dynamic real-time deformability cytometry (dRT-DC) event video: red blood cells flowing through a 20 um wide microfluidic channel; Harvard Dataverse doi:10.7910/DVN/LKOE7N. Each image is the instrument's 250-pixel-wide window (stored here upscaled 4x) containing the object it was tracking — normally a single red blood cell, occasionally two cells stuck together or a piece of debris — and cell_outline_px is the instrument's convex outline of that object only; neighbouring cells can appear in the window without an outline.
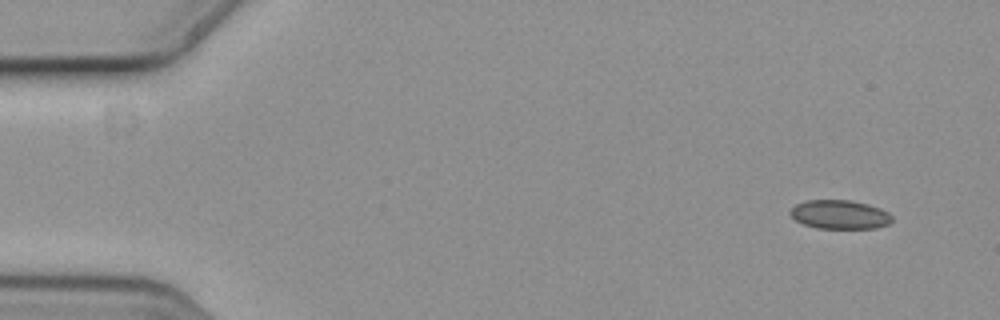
{"species": "common noctule bat (a hibernating species)", "species_latin": "Nyctalus noctula", "temperature_condition": "cold", "stored_images_in_passage": 9, "camera_frame_rate_fps": 3000, "um_per_image_px": 0.085, "animal": {"sex": "female", "body_mass_g": 19.3, "forearm_length_mm": 54.1}, "frame": {"image": 1, "passage_image": 1, "time_ms": 0.0, "image_size_px": [1000, 320], "cell_outline_px": [[892, 220], [888, 224], [876, 228], [816, 228], [804, 224], [796, 220], [788, 212], [796, 204], [808, 200], [848, 200], [868, 204], [880, 208], [888, 212], [892, 216]], "centroid_in_image_um": [71.38, 18.23], "position_along_channel_um": 13.6, "area_um2": 17.05}}
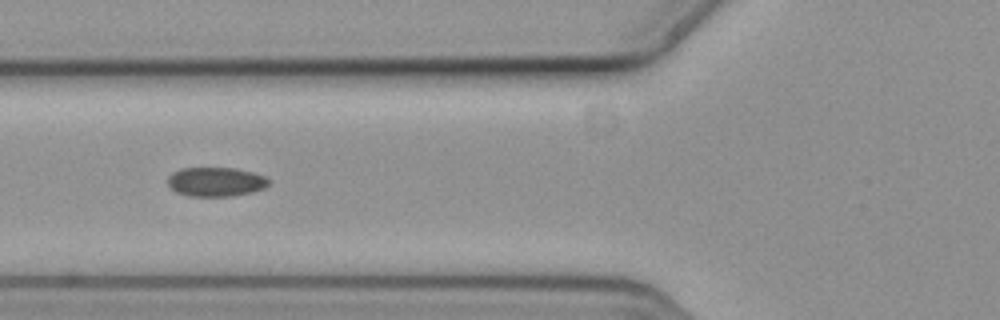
{"frame": {"image": 2, "passage_image": 6, "time_ms": 1.667, "image_size_px": [1000, 320], "cell_outline_px": [[268, 184], [264, 188], [252, 192], [232, 196], [188, 196], [176, 192], [168, 184], [168, 176], [172, 172], [180, 168], [236, 168], [252, 172], [264, 176], [268, 180]], "centroid_in_image_um": [18.32, 15.45], "position_along_channel_um": 107.5, "area_um2": 17.17}}
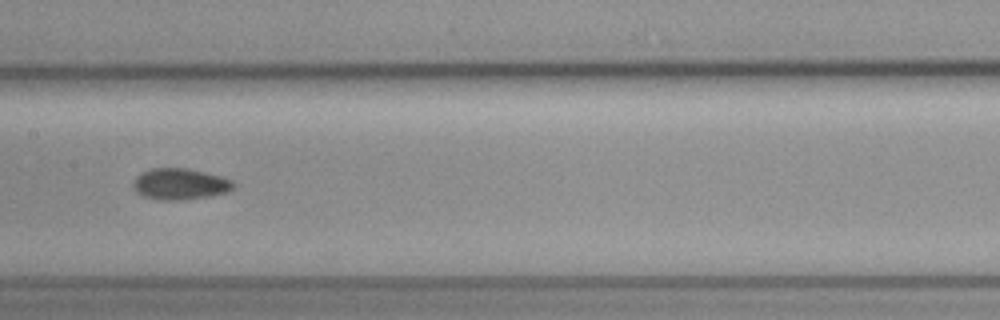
{"frame": {"image": 3, "passage_image": 8, "time_ms": 2.333, "image_size_px": [1000, 320], "cell_outline_px": [[236, 184], [228, 192], [208, 196], [180, 200], [156, 200], [144, 196], [136, 192], [132, 188], [132, 184], [136, 176], [152, 168], [188, 168], [220, 176], [232, 180]], "centroid_in_image_um": [15.28, 15.64], "position_along_channel_um": 192.1, "area_um2": 18.26}}